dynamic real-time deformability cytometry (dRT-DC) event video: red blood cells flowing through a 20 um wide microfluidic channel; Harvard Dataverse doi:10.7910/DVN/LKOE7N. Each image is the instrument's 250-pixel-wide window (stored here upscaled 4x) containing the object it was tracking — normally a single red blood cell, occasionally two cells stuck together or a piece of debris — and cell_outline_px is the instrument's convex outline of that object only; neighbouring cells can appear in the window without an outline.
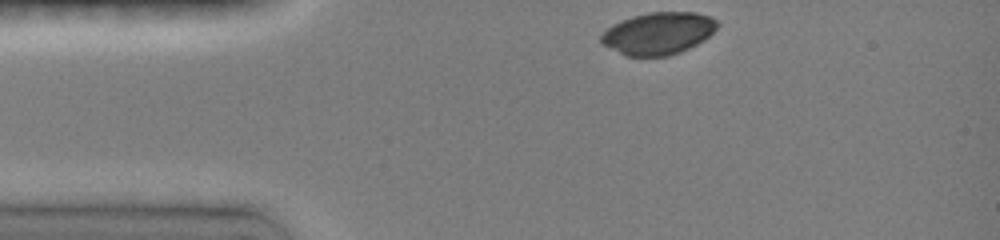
{"species": "common noctule bat (a hibernating species)", "species_latin": "Nyctalus noctula", "temperature_condition": "room temperature", "stored_images_in_passage": 2, "camera_frame_rate_fps": 3000, "um_per_image_px": 0.085, "animal": {"sex": "female", "body_mass_g": 19.0, "forearm_length_mm": 51.5}, "frame": {"image": 1, "passage_image": 1, "time_ms": 0.0, "image_size_px": [1000, 240], "cell_outline_px": [[720, 24], [704, 40], [680, 52], [668, 56], [624, 56], [600, 44], [600, 36], [612, 24], [620, 20], [632, 16], [648, 12], [696, 12], [712, 16]], "centroid_in_image_um": [55.93, 2.83], "position_along_channel_um": 29.1, "area_um2": 28.84}}